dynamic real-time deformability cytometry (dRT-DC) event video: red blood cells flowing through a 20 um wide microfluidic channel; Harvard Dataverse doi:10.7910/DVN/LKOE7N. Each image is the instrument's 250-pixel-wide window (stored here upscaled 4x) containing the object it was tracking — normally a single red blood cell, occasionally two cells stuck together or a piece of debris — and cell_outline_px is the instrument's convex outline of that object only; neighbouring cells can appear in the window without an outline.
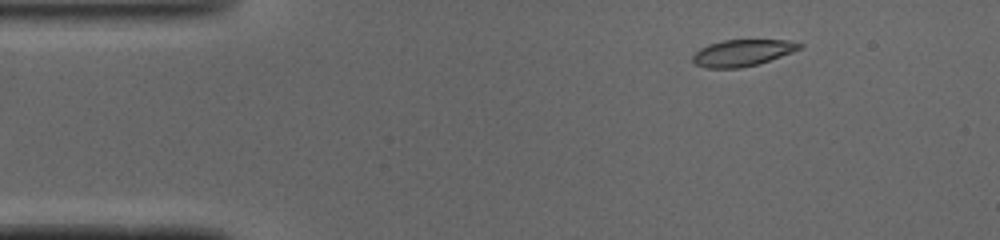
{"species": "common noctule bat (a hibernating species)", "species_latin": "Nyctalus noctula", "temperature_condition": "cold", "stored_images_in_passage": 10, "camera_frame_rate_fps": 3000, "um_per_image_px": 0.085, "animal": {"sex": "male", "body_mass_g": 19.0, "forearm_length_mm": 50.8}, "frame": {"image": 1, "passage_image": 5, "time_ms": 1.333, "image_size_px": [1000, 240], "cell_outline_px": [[804, 44], [800, 48], [792, 52], [756, 64], [740, 68], [708, 68], [696, 64], [692, 60], [692, 56], [700, 48], [708, 44], [724, 40], [788, 40]], "centroid_in_image_um": [63.08, 4.48], "position_along_channel_um": 21.9, "area_um2": 16.3}}